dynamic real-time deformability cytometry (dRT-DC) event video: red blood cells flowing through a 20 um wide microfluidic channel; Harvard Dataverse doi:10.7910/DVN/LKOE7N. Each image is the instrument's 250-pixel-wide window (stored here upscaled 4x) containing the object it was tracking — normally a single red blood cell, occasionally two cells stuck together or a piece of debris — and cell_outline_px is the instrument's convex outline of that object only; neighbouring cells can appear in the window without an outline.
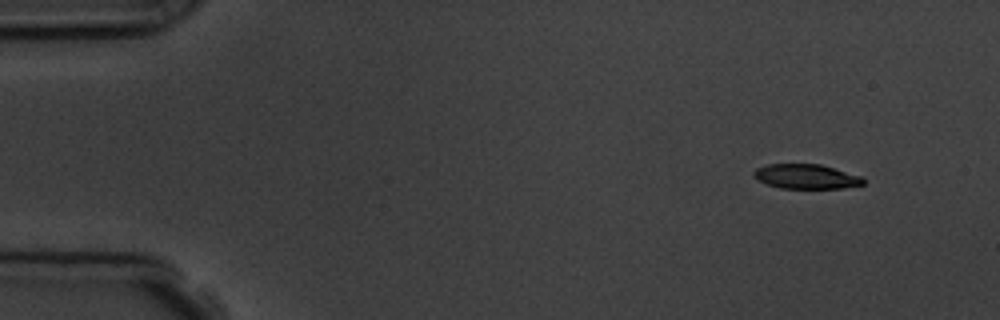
{"species": "common noctule bat (a hibernating species)", "species_latin": "Nyctalus noctula", "temperature_condition": "room temperature", "stored_images_in_passage": 4, "camera_frame_rate_fps": 3000, "um_per_image_px": 0.085, "animal": {"sex": "male", "body_mass_g": 19.5, "forearm_length_mm": 54.6}, "frame": {"image": 1, "passage_image": 1, "time_ms": 0.0, "image_size_px": [1000, 320], "cell_outline_px": [[864, 184], [844, 188], [780, 188], [768, 184], [752, 176], [752, 172], [756, 168], [768, 164], [820, 164], [864, 176]], "centroid_in_image_um": [68.55, 15.0], "position_along_channel_um": 16.4, "area_um2": 15.78}}
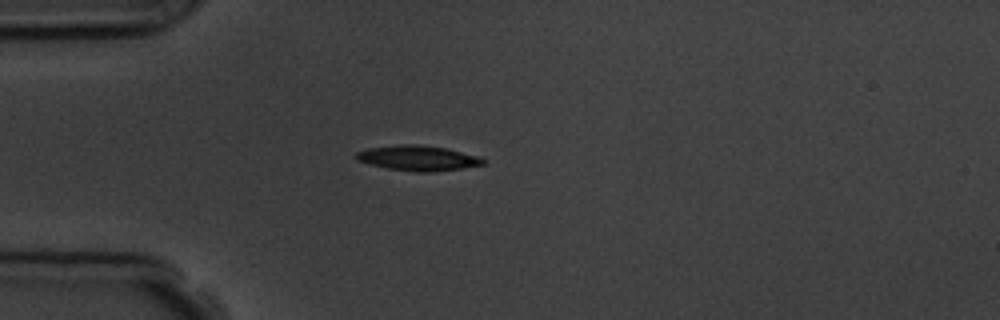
{"frame": {"image": 2, "passage_image": 4, "time_ms": 3.333, "image_size_px": [1000, 320], "cell_outline_px": [[484, 164], [464, 168], [428, 172], [416, 172], [388, 168], [356, 160], [356, 152], [368, 148], [400, 144], [416, 144], [444, 148], [480, 156], [484, 160]], "centroid_in_image_um": [35.53, 13.43], "position_along_channel_um": 49.5, "area_um2": 18.38}}